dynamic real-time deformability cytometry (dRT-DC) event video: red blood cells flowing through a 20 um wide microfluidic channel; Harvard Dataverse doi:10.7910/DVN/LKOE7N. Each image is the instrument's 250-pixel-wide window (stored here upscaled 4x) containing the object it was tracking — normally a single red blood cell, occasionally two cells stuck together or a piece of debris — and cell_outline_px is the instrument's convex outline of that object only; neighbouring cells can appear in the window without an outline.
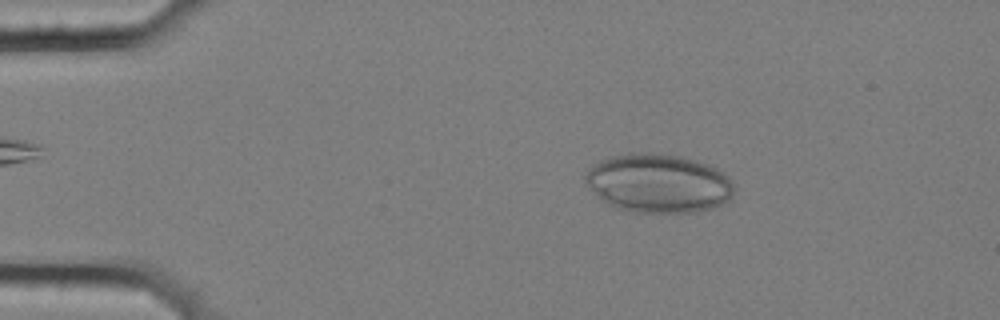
{"species": "common noctule bat (a hibernating species)", "species_latin": "Nyctalus noctula", "temperature_condition": "cold", "stored_images_in_passage": 56, "camera_frame_rate_fps": 3000, "um_per_image_px": 0.085, "animal": {"sex": "female", "body_mass_g": 25.1}, "frame": {"image": 1, "passage_image": 9, "time_ms": 2.667, "image_size_px": [1000, 320], "cell_outline_px": [[732, 200], [712, 208], [696, 212], [636, 212], [616, 208], [608, 204], [584, 184], [584, 176], [588, 168], [592, 164], [600, 160], [612, 156], [628, 152], [648, 152], [680, 156], [696, 160], [708, 164], [724, 172], [732, 180]], "centroid_in_image_um": [55.95, 15.57], "position_along_channel_um": 29.1, "area_um2": 51.44}}
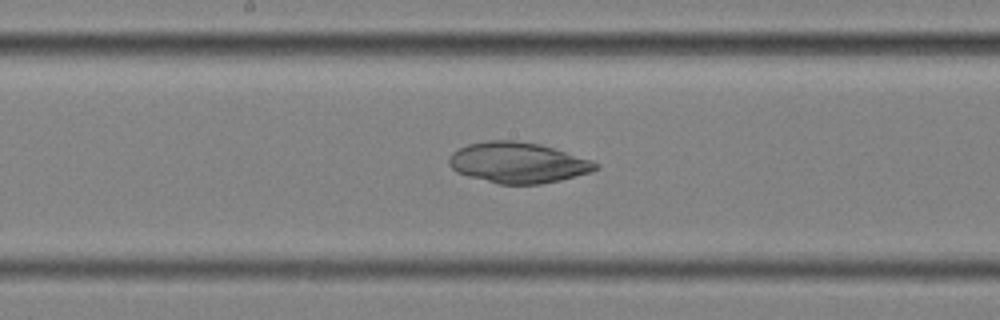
{"frame": {"image": 2, "passage_image": 29, "time_ms": 9.333, "image_size_px": [1000, 320], "cell_outline_px": [[600, 168], [592, 172], [560, 180], [540, 184], [500, 184], [468, 176], [456, 172], [448, 164], [448, 156], [452, 152], [468, 144], [488, 140], [512, 140], [540, 144], [592, 160], [600, 164]], "centroid_in_image_um": [44.03, 13.83], "position_along_channel_um": 204.2, "area_um2": 34.85}}
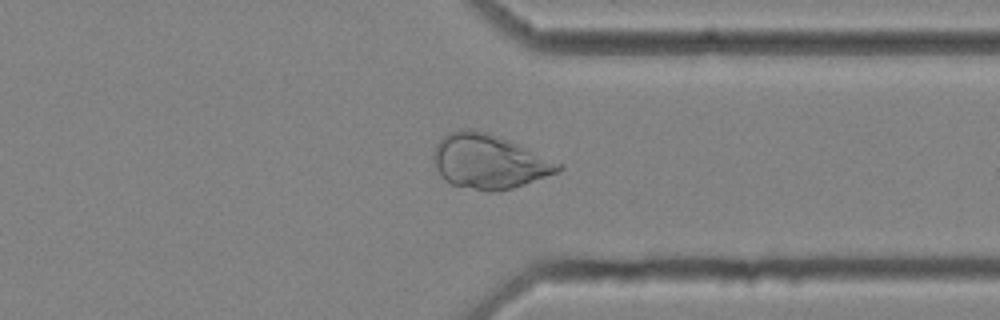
{"frame": {"image": 3, "passage_image": 43, "time_ms": 14.0, "image_size_px": [1000, 320], "cell_outline_px": [[564, 168], [560, 172], [500, 192], [488, 192], [452, 184], [444, 180], [440, 176], [432, 160], [432, 152], [436, 144], [448, 132], [464, 128], [476, 128], [488, 132], [508, 140], [564, 164]], "centroid_in_image_um": [41.55, 13.72], "position_along_channel_um": 369.8, "area_um2": 39.94}}